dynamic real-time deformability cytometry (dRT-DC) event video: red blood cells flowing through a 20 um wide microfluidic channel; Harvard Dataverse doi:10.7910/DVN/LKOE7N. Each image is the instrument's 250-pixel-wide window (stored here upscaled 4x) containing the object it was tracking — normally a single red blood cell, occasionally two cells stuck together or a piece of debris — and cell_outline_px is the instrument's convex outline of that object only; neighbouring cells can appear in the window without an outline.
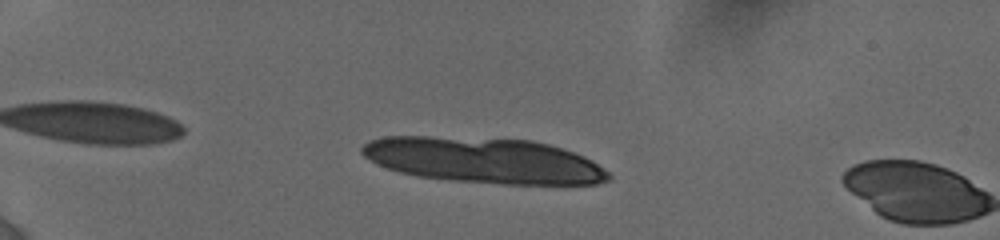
{"species": "human", "species_latin": "Homo sapiens", "temperature_condition": "cold", "stored_images_in_passage": 11, "camera_frame_rate_fps": 3000, "um_per_image_px": 0.085, "donor": {"sex": "female"}, "frame": {"image": 1, "passage_image": 9, "time_ms": 1.667, "image_size_px": [1000, 240], "cell_outline_px": [[612, 176], [608, 180], [596, 184], [504, 184], [456, 180], [420, 176], [400, 172], [388, 168], [364, 156], [360, 152], [360, 148], [364, 144], [372, 140], [384, 136], [428, 136], [532, 140], [548, 144], [584, 156], [592, 160], [608, 172]], "centroid_in_image_um": [41.15, 13.62], "position_along_channel_um": 43.9, "area_um2": 64.97}}